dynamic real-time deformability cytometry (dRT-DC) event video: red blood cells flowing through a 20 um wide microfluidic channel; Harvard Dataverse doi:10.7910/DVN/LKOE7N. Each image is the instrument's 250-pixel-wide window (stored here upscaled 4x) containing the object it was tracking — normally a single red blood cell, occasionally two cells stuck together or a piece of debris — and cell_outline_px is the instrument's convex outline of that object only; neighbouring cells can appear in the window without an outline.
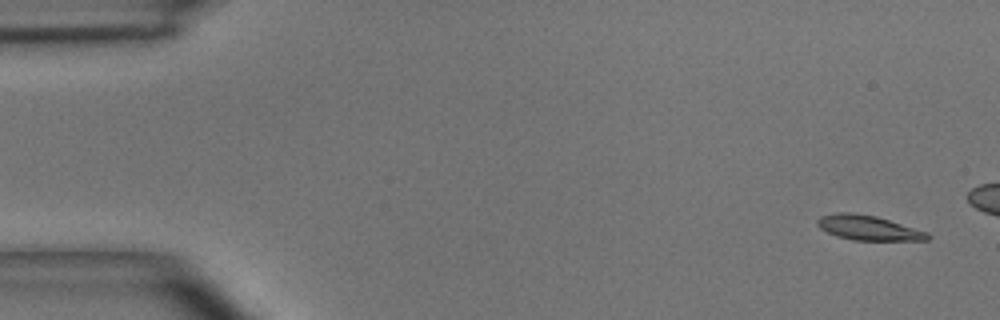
{"species": "common noctule bat (a hibernating species)", "species_latin": "Nyctalus noctula", "temperature_condition": "room temperature", "stored_images_in_passage": 5, "camera_frame_rate_fps": 3000, "um_per_image_px": 0.085, "animal": {"sex": "male", "body_mass_g": 15.6}, "frame": {"image": 1, "passage_image": 1, "time_ms": 0.0, "image_size_px": [1000, 320], "cell_outline_px": [[932, 236], [928, 240], [852, 240], [836, 236], [820, 228], [816, 224], [816, 220], [820, 216], [836, 212], [852, 212], [876, 216], [928, 232]], "centroid_in_image_um": [73.79, 19.36], "position_along_channel_um": 11.2, "area_um2": 15.95}}